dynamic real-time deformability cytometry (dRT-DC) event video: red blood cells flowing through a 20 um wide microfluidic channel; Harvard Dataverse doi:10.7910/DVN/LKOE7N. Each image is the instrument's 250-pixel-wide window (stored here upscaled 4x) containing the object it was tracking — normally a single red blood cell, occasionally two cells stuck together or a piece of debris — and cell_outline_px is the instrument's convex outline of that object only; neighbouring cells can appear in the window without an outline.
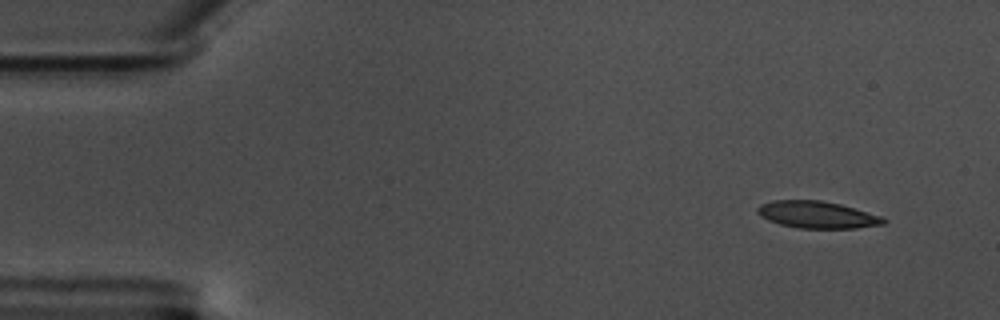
{"species": "common noctule bat (a hibernating species)", "species_latin": "Nyctalus noctula", "temperature_condition": "warm", "stored_images_in_passage": 59, "camera_frame_rate_fps": 3000, "um_per_image_px": 0.085, "animal": {"sex": "male", "body_mass_g": 17.5, "forearm_length_mm": 52.3}, "frame": {"image": 1, "passage_image": 5, "time_ms": 1.333, "image_size_px": [1000, 320], "cell_outline_px": [[888, 220], [884, 224], [856, 228], [800, 228], [780, 224], [768, 220], [760, 216], [756, 212], [756, 208], [760, 204], [772, 200], [820, 200], [840, 204], [880, 216]], "centroid_in_image_um": [69.42, 18.25], "position_along_channel_um": 15.6, "area_um2": 19.77}}
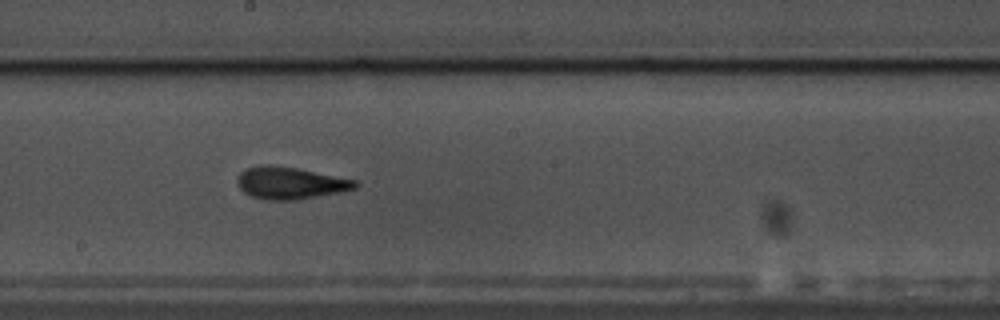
{"frame": {"image": 2, "passage_image": 32, "time_ms": 10.333, "image_size_px": [1000, 320], "cell_outline_px": [[360, 184], [356, 188], [340, 192], [296, 200], [268, 200], [252, 196], [244, 192], [240, 188], [236, 180], [236, 176], [240, 172], [248, 168], [260, 164], [268, 164], [296, 168], [356, 180]], "centroid_in_image_um": [24.65, 15.55], "position_along_channel_um": 223.6, "area_um2": 22.02}}
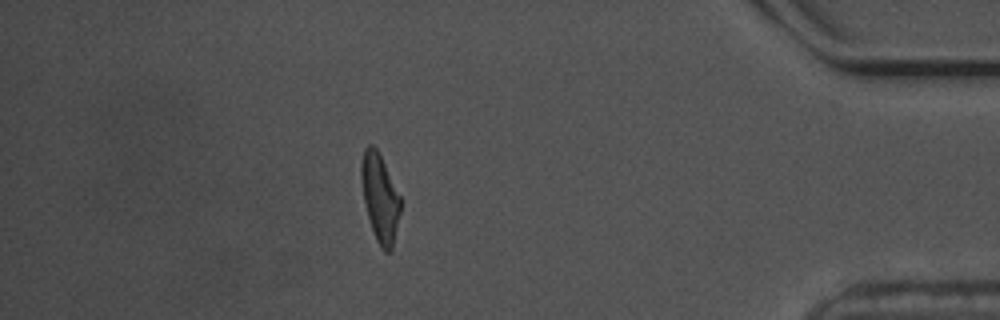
{"frame": {"image": 3, "passage_image": 51, "time_ms": 16.667, "image_size_px": [1000, 320], "cell_outline_px": [[400, 212], [392, 248], [388, 252], [384, 252], [380, 248], [376, 240], [368, 216], [364, 200], [360, 180], [360, 164], [364, 148], [368, 144], [372, 144], [376, 148], [400, 196]], "centroid_in_image_um": [32.27, 16.8], "position_along_channel_um": 402.9, "area_um2": 19.83}}